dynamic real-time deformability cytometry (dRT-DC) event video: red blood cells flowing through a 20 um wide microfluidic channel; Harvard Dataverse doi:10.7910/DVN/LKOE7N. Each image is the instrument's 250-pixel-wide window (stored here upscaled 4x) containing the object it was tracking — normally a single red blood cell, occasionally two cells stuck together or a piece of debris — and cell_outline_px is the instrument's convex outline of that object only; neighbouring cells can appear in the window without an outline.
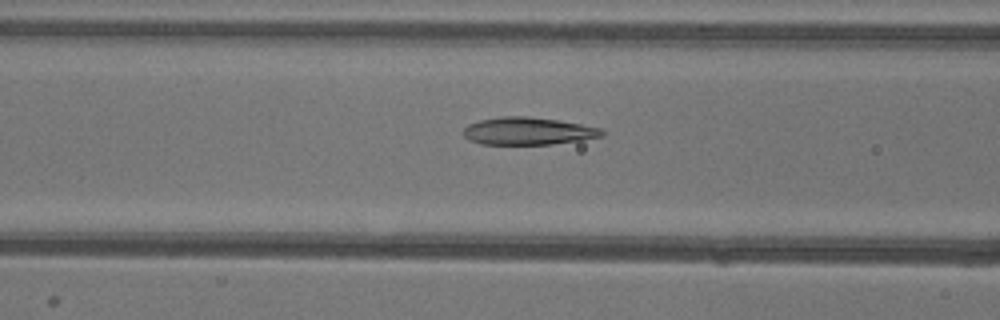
{"species": "common noctule bat (a hibernating species)", "species_latin": "Nyctalus noctula", "temperature_condition": "warm", "stored_images_in_passage": 33, "camera_frame_rate_fps": 3000, "um_per_image_px": 0.085, "animal": {"sex": "female"}, "frame": {"image": 1, "passage_image": 15, "time_ms": 4.667, "image_size_px": [1000, 320], "cell_outline_px": [[604, 136], [580, 140], [552, 144], [480, 144], [464, 136], [464, 128], [468, 124], [480, 120], [500, 116], [528, 116], [556, 120], [580, 124], [600, 128], [604, 132]], "centroid_in_image_um": [44.88, 11.14], "position_along_channel_um": 121.7, "area_um2": 22.02}}
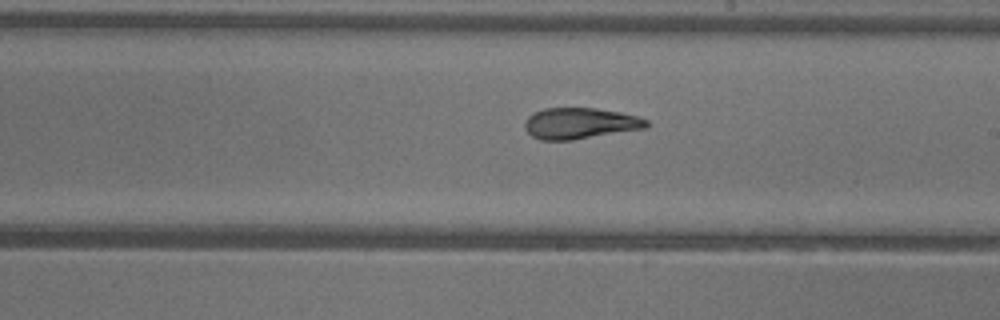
{"frame": {"image": 2, "passage_image": 24, "time_ms": 7.667, "image_size_px": [1000, 320], "cell_outline_px": [[648, 128], [572, 140], [540, 140], [532, 136], [524, 128], [524, 120], [532, 112], [544, 108], [596, 108], [620, 112], [636, 116], [648, 120]], "centroid_in_image_um": [49.28, 10.48], "position_along_channel_um": 239.7, "area_um2": 22.25}}
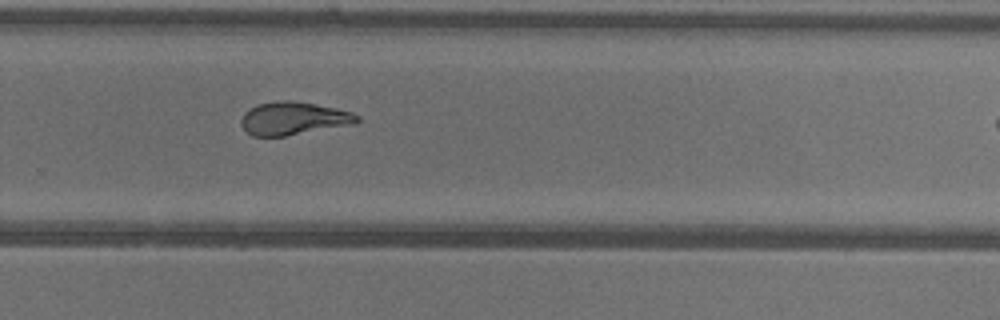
{"frame": {"image": 3, "passage_image": 29, "time_ms": 9.333, "image_size_px": [1000, 320], "cell_outline_px": [[360, 120], [356, 124], [284, 136], [252, 136], [240, 124], [240, 120], [244, 112], [256, 104], [276, 100], [288, 100], [316, 104], [336, 108], [352, 112], [360, 116]], "centroid_in_image_um": [24.95, 10.06], "position_along_channel_um": 304.8, "area_um2": 22.48}}